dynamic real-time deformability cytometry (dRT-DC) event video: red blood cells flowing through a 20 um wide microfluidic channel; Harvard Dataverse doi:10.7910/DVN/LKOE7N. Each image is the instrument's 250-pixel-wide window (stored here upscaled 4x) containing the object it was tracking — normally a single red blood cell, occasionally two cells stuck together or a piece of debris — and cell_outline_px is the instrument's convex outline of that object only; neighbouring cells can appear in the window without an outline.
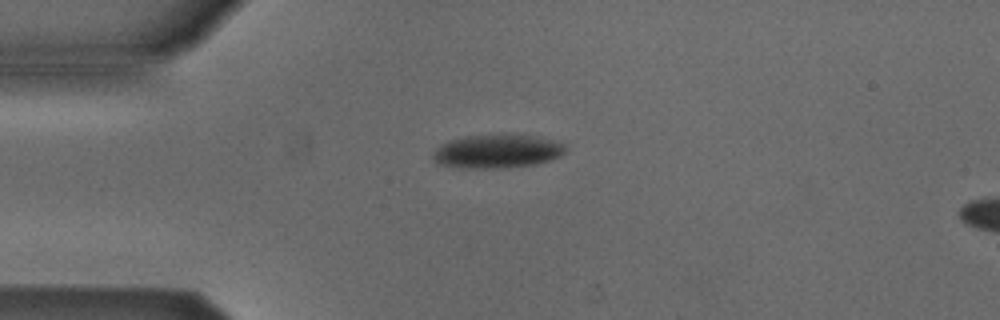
{"species": "Egyptian fruit bat (a non-hibernating species)", "species_latin": "Rousettus aegyptiacus", "temperature_condition": "cold", "stored_images_in_passage": 2, "camera_frame_rate_fps": 3000, "um_per_image_px": 0.085, "animal": {"sex": "male"}, "frame": {"image": 1, "passage_image": 1, "time_ms": 0.0, "image_size_px": [1000, 320], "cell_outline_px": [[564, 152], [560, 156], [536, 164], [508, 168], [460, 168], [436, 164], [432, 156], [432, 152], [440, 144], [448, 140], [468, 136], [508, 132], [548, 140], [564, 144]], "centroid_in_image_um": [42.16, 12.86], "position_along_channel_um": 42.8, "area_um2": 26.3}}